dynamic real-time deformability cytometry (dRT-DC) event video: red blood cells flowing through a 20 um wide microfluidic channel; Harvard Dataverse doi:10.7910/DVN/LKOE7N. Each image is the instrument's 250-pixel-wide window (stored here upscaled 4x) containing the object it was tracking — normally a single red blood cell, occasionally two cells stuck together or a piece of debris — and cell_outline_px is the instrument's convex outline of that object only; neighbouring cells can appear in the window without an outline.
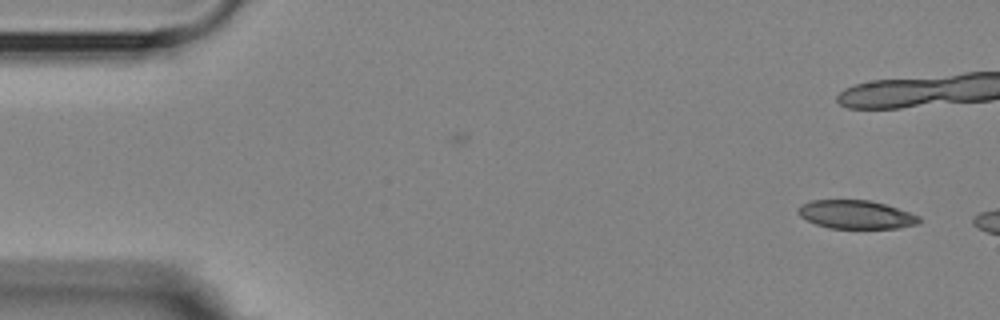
{"species": "Egyptian fruit bat (a non-hibernating species)", "species_latin": "Rousettus aegyptiacus", "temperature_condition": "room temperature", "stored_images_in_passage": 3, "camera_frame_rate_fps": 3000, "um_per_image_px": 0.085, "animal": {"sex": "female"}, "frame": {"image": 1, "passage_image": 3, "time_ms": 2.0, "image_size_px": [1000, 320], "cell_outline_px": [[920, 220], [916, 224], [900, 228], [828, 228], [816, 224], [800, 216], [796, 212], [800, 204], [812, 200], [872, 200], [920, 216]], "centroid_in_image_um": [72.72, 18.23], "position_along_channel_um": 12.3, "area_um2": 20.0}}